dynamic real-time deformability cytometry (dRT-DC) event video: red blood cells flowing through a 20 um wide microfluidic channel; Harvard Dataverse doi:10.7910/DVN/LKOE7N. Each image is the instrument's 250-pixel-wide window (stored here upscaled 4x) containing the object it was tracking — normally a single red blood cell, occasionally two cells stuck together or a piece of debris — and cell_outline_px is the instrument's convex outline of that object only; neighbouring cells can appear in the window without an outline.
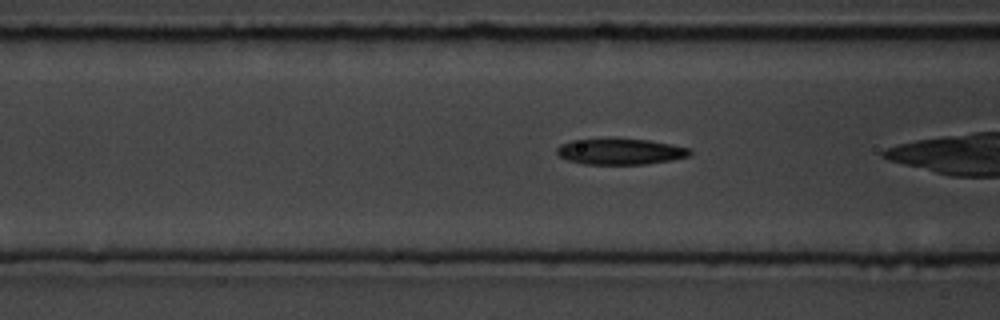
{"species": "common noctule bat (a hibernating species)", "species_latin": "Nyctalus noctula", "temperature_condition": "room temperature", "stored_images_in_passage": 20, "camera_frame_rate_fps": 3000, "um_per_image_px": 0.085, "animal": {"sex": "male", "body_mass_g": 19.5, "forearm_length_mm": 54.6}, "frame": {"image": 1, "passage_image": 17, "time_ms": 5.333, "image_size_px": [1000, 320], "cell_outline_px": [[692, 156], [672, 160], [644, 164], [584, 164], [568, 160], [560, 156], [556, 152], [556, 148], [560, 144], [572, 140], [608, 136], [616, 136], [648, 140], [672, 144], [692, 148]], "centroid_in_image_um": [52.74, 12.83], "position_along_channel_um": 113.9, "area_um2": 21.1}}